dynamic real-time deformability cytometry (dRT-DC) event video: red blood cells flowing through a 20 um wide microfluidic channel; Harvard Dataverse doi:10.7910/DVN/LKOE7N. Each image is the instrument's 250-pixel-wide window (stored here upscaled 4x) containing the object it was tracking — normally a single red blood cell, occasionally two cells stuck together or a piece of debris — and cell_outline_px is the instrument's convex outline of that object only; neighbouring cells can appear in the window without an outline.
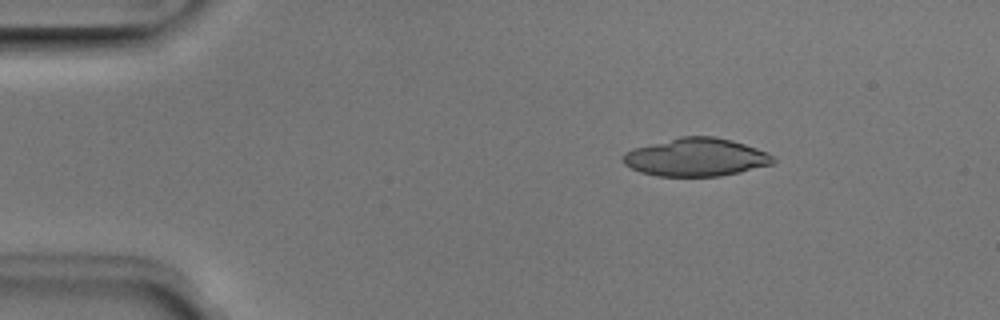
{"species": "Egyptian fruit bat (a non-hibernating species)", "species_latin": "Rousettus aegyptiacus", "temperature_condition": "room temperature", "stored_images_in_passage": 5, "camera_frame_rate_fps": 3000, "um_per_image_px": 0.085, "animal": {"sex": "male"}, "frame": {"image": 1, "passage_image": 3, "time_ms": 0.667, "image_size_px": [1000, 320], "cell_outline_px": [[776, 160], [772, 164], [740, 172], [720, 176], [656, 176], [640, 172], [624, 164], [620, 160], [620, 156], [624, 152], [632, 148], [680, 136], [716, 136], [732, 140], [768, 152]], "centroid_in_image_um": [59.12, 13.36], "position_along_channel_um": 25.9, "area_um2": 33.58}}